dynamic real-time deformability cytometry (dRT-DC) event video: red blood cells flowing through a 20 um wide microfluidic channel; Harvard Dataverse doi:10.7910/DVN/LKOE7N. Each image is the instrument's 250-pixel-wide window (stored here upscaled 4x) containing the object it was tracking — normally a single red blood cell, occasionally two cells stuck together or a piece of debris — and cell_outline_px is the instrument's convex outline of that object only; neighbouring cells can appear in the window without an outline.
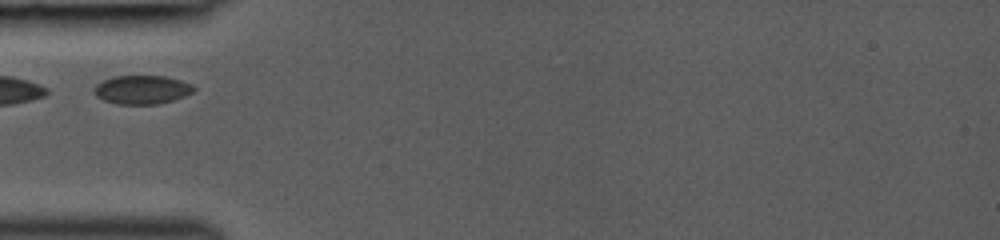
{"species": "common noctule bat (a hibernating species)", "species_latin": "Nyctalus noctula", "temperature_condition": "room temperature", "stored_images_in_passage": 11, "camera_frame_rate_fps": 3000, "um_per_image_px": 0.085, "animal": {"sex": "female", "body_mass_g": 19.0, "forearm_length_mm": 53.3}, "frame": {"image": 1, "passage_image": 1, "time_ms": 0.0, "image_size_px": [1000, 240], "cell_outline_px": [[196, 88], [192, 92], [184, 96], [172, 100], [156, 104], [116, 104], [104, 100], [96, 96], [92, 92], [92, 88], [96, 84], [112, 76], [164, 76], [180, 80], [192, 84]], "centroid_in_image_um": [12.02, 7.62], "position_along_channel_um": 73.0, "area_um2": 16.7}}